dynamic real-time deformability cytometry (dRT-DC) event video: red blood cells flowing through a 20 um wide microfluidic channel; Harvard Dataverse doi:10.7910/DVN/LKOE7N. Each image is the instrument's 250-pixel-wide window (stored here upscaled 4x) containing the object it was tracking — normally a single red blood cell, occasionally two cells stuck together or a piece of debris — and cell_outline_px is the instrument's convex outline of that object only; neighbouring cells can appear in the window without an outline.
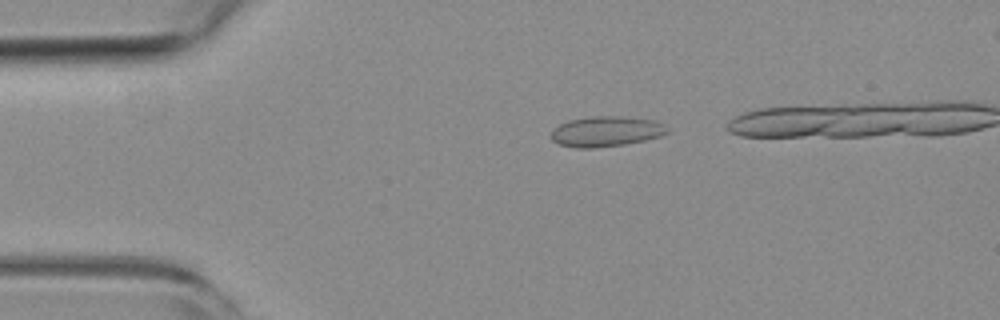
{"species": "common noctule bat (a hibernating species)", "species_latin": "Nyctalus noctula", "temperature_condition": "room temperature", "stored_images_in_passage": 38, "camera_frame_rate_fps": 3000, "um_per_image_px": 0.085, "animal": {"sex": "female", "body_mass_g": 19.3, "forearm_length_mm": 54.1}, "frame": {"image": 1, "passage_image": 5, "time_ms": 1.333, "image_size_px": [1000, 320], "cell_outline_px": [[668, 132], [660, 136], [644, 140], [624, 144], [592, 148], [576, 148], [560, 144], [552, 140], [552, 128], [568, 120], [596, 116], [624, 116], [656, 120], [664, 124], [668, 128]], "centroid_in_image_um": [51.53, 11.16], "position_along_channel_um": 33.5, "area_um2": 20.52}}
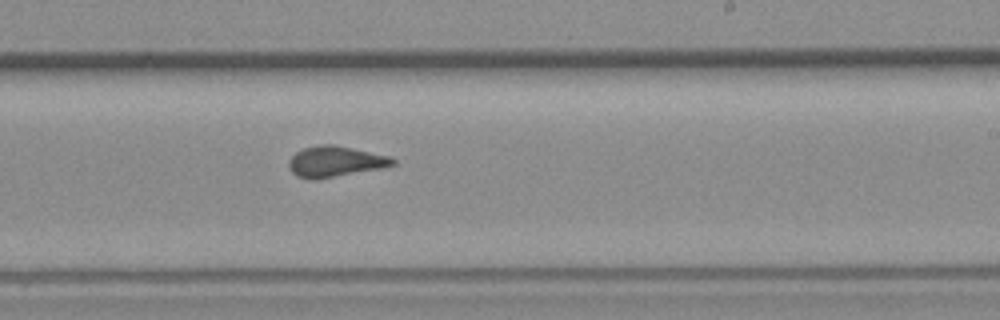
{"frame": {"image": 2, "passage_image": 26, "time_ms": 8.333, "image_size_px": [1000, 320], "cell_outline_px": [[396, 164], [384, 168], [316, 180], [308, 180], [296, 176], [288, 168], [288, 160], [296, 152], [304, 148], [320, 144], [332, 144], [352, 148], [388, 156], [396, 160]], "centroid_in_image_um": [28.47, 13.75], "position_along_channel_um": 260.5, "area_um2": 18.84}}
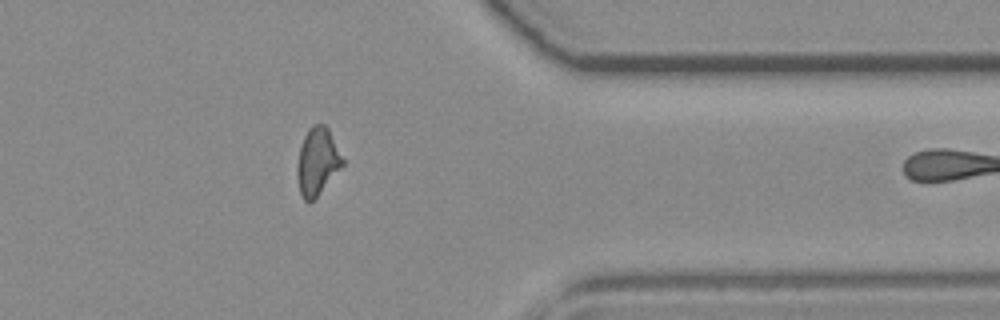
{"frame": {"image": 3, "passage_image": 37, "time_ms": 12.0, "image_size_px": [1000, 320], "cell_outline_px": [[344, 164], [316, 196], [308, 204], [304, 200], [300, 192], [296, 172], [300, 148], [304, 136], [308, 128], [312, 124], [324, 124], [328, 128], [344, 160]], "centroid_in_image_um": [26.96, 13.7], "position_along_channel_um": 384.4, "area_um2": 17.51}}